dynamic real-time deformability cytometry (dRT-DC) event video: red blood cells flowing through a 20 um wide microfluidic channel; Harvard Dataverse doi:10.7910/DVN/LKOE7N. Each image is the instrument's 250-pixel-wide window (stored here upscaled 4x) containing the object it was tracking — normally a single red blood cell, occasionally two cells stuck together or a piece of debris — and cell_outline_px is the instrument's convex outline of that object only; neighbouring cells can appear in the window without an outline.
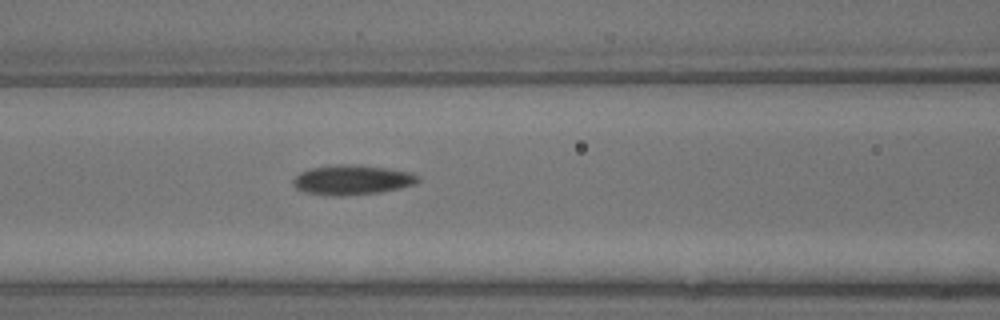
{"species": "common noctule bat (a hibernating species)", "species_latin": "Nyctalus noctula", "temperature_condition": "warm", "stored_images_in_passage": 7, "camera_frame_rate_fps": 3000, "um_per_image_px": 0.085, "animal": {"sex": "male", "body_mass_g": 13.3}, "frame": {"image": 1, "passage_image": 7, "time_ms": 2.0, "image_size_px": [1000, 320], "cell_outline_px": [[420, 180], [416, 184], [400, 188], [380, 192], [344, 196], [328, 196], [304, 192], [296, 188], [292, 184], [292, 180], [300, 172], [308, 168], [336, 164], [360, 164], [388, 168], [412, 172], [420, 176]], "centroid_in_image_um": [29.93, 15.28], "position_along_channel_um": 136.7, "area_um2": 22.2}}